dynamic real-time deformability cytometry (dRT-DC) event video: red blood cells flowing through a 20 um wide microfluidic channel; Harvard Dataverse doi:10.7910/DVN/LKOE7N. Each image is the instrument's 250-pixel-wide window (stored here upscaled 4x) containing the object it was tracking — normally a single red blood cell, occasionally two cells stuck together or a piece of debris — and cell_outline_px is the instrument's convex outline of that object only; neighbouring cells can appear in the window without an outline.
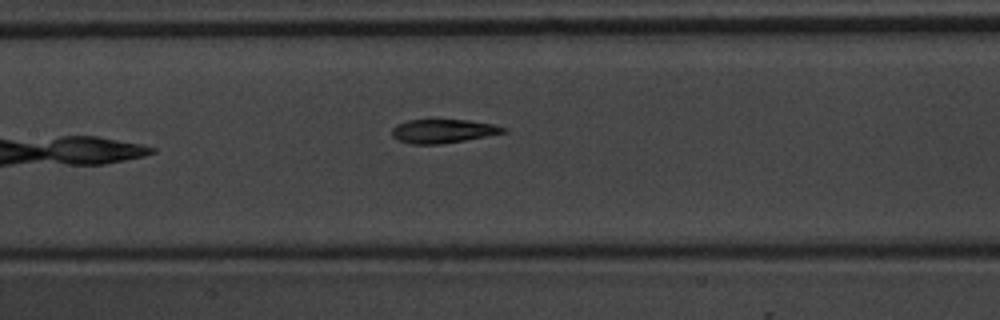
{"species": "common noctule bat (a hibernating species)", "species_latin": "Nyctalus noctula", "temperature_condition": "warm", "stored_images_in_passage": 7, "camera_frame_rate_fps": 3000, "um_per_image_px": 0.085, "animal": {"sex": "male", "body_mass_g": 20.1, "forearm_length_mm": 53.5}, "frame": {"image": 1, "passage_image": 7, "time_ms": 8.0, "image_size_px": [1000, 320], "cell_outline_px": [[508, 132], [464, 140], [440, 144], [412, 144], [400, 140], [392, 136], [392, 128], [396, 124], [408, 120], [468, 120], [492, 124], [508, 128]], "centroid_in_image_um": [37.67, 11.14], "position_along_channel_um": 169.7, "area_um2": 15.32}}